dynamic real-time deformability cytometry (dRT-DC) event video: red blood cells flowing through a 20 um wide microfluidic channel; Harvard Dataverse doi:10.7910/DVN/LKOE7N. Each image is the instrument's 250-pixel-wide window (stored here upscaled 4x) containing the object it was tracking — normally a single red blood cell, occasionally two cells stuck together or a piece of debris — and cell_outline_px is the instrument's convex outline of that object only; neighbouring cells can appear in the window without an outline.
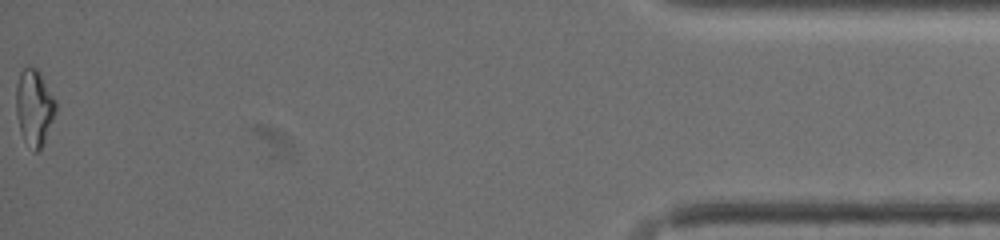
{"species": "common noctule bat (a hibernating species)", "species_latin": "Nyctalus noctula", "temperature_condition": "warm", "stored_images_in_passage": 32, "camera_frame_rate_fps": 3000, "um_per_image_px": 0.085, "animal": {"sex": "female", "body_mass_g": 19.5, "forearm_length_mm": 54.1}, "frame": {"image": 1, "passage_image": 32, "time_ms": 21.0, "image_size_px": [1000, 240], "cell_outline_px": [[56, 112], [44, 140], [40, 148], [36, 152], [32, 152], [24, 140], [20, 132], [16, 112], [16, 84], [20, 72], [28, 64], [36, 68], [40, 72], [56, 100]], "centroid_in_image_um": [2.89, 9.1], "position_along_channel_um": 432.3, "area_um2": 17.74}, "authors_computed_cell_mechanics": {"area_um2": 17.0221, "velocity_mm_per_s": 3.3996, "shape_relaxation_time_tau1_ms": null, "shape_relaxation_time_tau2_ms": 3.4833, "deformation_change_tau1": null, "deformation_change_tau2": 0.1079}}